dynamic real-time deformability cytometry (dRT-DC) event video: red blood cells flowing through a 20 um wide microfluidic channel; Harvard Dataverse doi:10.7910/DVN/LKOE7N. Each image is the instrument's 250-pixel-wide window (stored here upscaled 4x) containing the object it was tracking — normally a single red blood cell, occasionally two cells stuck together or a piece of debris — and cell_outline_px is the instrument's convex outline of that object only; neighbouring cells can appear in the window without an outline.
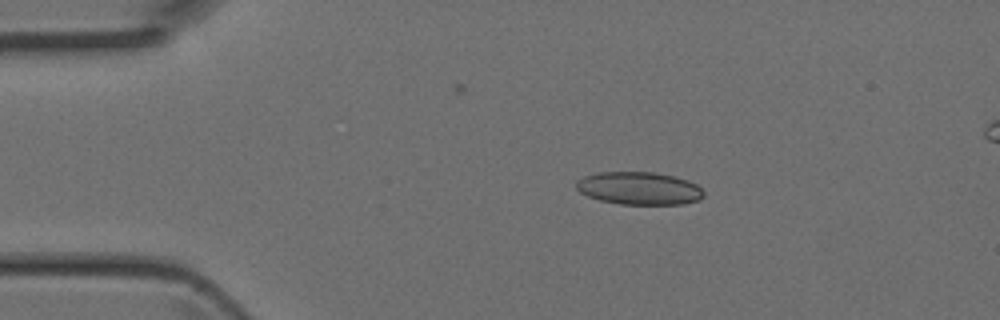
{"species": "Egyptian fruit bat (a non-hibernating species)", "species_latin": "Rousettus aegyptiacus", "temperature_condition": "room temperature", "stored_images_in_passage": 4, "camera_frame_rate_fps": 3000, "um_per_image_px": 0.085, "animal": {"sex": "female"}, "frame": {"image": 1, "passage_image": 2, "time_ms": 0.333, "image_size_px": [1000, 320], "cell_outline_px": [[704, 196], [700, 200], [684, 204], [620, 204], [600, 200], [588, 196], [580, 192], [576, 188], [576, 180], [584, 176], [596, 172], [652, 172], [672, 176], [688, 180], [696, 184], [704, 192]], "centroid_in_image_um": [54.32, 16.01], "position_along_channel_um": 30.7, "area_um2": 24.39}}